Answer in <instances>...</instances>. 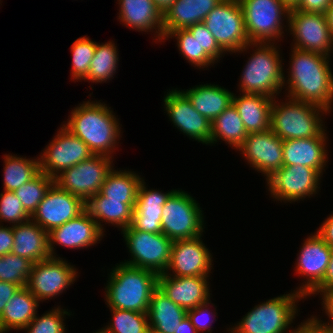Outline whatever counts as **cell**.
<instances>
[{
	"mask_svg": "<svg viewBox=\"0 0 333 333\" xmlns=\"http://www.w3.org/2000/svg\"><path fill=\"white\" fill-rule=\"evenodd\" d=\"M3 188L5 191H15L24 183L29 182L40 172L39 157L29 159L16 155H4Z\"/></svg>",
	"mask_w": 333,
	"mask_h": 333,
	"instance_id": "cell-35",
	"label": "cell"
},
{
	"mask_svg": "<svg viewBox=\"0 0 333 333\" xmlns=\"http://www.w3.org/2000/svg\"><path fill=\"white\" fill-rule=\"evenodd\" d=\"M147 315L150 327L163 333H174L187 316V310L175 304L157 288L151 296Z\"/></svg>",
	"mask_w": 333,
	"mask_h": 333,
	"instance_id": "cell-32",
	"label": "cell"
},
{
	"mask_svg": "<svg viewBox=\"0 0 333 333\" xmlns=\"http://www.w3.org/2000/svg\"><path fill=\"white\" fill-rule=\"evenodd\" d=\"M111 323L99 329L101 333H146L149 322L147 313L109 308Z\"/></svg>",
	"mask_w": 333,
	"mask_h": 333,
	"instance_id": "cell-38",
	"label": "cell"
},
{
	"mask_svg": "<svg viewBox=\"0 0 333 333\" xmlns=\"http://www.w3.org/2000/svg\"><path fill=\"white\" fill-rule=\"evenodd\" d=\"M113 158L92 155L89 159L63 170L54 178V183L86 202L98 192L108 173L113 169Z\"/></svg>",
	"mask_w": 333,
	"mask_h": 333,
	"instance_id": "cell-11",
	"label": "cell"
},
{
	"mask_svg": "<svg viewBox=\"0 0 333 333\" xmlns=\"http://www.w3.org/2000/svg\"><path fill=\"white\" fill-rule=\"evenodd\" d=\"M247 135L248 133L237 109L231 104L211 122L210 145L223 140L237 150L245 141Z\"/></svg>",
	"mask_w": 333,
	"mask_h": 333,
	"instance_id": "cell-34",
	"label": "cell"
},
{
	"mask_svg": "<svg viewBox=\"0 0 333 333\" xmlns=\"http://www.w3.org/2000/svg\"><path fill=\"white\" fill-rule=\"evenodd\" d=\"M164 108L179 131L202 144L210 145L211 122L195 110L188 97L180 90L172 89L163 99Z\"/></svg>",
	"mask_w": 333,
	"mask_h": 333,
	"instance_id": "cell-17",
	"label": "cell"
},
{
	"mask_svg": "<svg viewBox=\"0 0 333 333\" xmlns=\"http://www.w3.org/2000/svg\"><path fill=\"white\" fill-rule=\"evenodd\" d=\"M250 43H276L284 34L289 10L281 0H239ZM284 18V19H283Z\"/></svg>",
	"mask_w": 333,
	"mask_h": 333,
	"instance_id": "cell-7",
	"label": "cell"
},
{
	"mask_svg": "<svg viewBox=\"0 0 333 333\" xmlns=\"http://www.w3.org/2000/svg\"><path fill=\"white\" fill-rule=\"evenodd\" d=\"M181 91L191 101L195 110L210 122L232 104L234 94L217 84H201Z\"/></svg>",
	"mask_w": 333,
	"mask_h": 333,
	"instance_id": "cell-31",
	"label": "cell"
},
{
	"mask_svg": "<svg viewBox=\"0 0 333 333\" xmlns=\"http://www.w3.org/2000/svg\"><path fill=\"white\" fill-rule=\"evenodd\" d=\"M287 23L288 31L293 34L294 44L291 47L331 56L333 37L325 14L291 8Z\"/></svg>",
	"mask_w": 333,
	"mask_h": 333,
	"instance_id": "cell-12",
	"label": "cell"
},
{
	"mask_svg": "<svg viewBox=\"0 0 333 333\" xmlns=\"http://www.w3.org/2000/svg\"><path fill=\"white\" fill-rule=\"evenodd\" d=\"M177 39V47L180 54L194 67L207 68L208 66L214 65L216 62L202 49L198 43L197 38L187 29H177L169 32L163 39L168 40L169 38Z\"/></svg>",
	"mask_w": 333,
	"mask_h": 333,
	"instance_id": "cell-37",
	"label": "cell"
},
{
	"mask_svg": "<svg viewBox=\"0 0 333 333\" xmlns=\"http://www.w3.org/2000/svg\"><path fill=\"white\" fill-rule=\"evenodd\" d=\"M175 190L156 191L147 188L144 178L139 186L135 201L131 227L138 231L162 233V210L169 196Z\"/></svg>",
	"mask_w": 333,
	"mask_h": 333,
	"instance_id": "cell-24",
	"label": "cell"
},
{
	"mask_svg": "<svg viewBox=\"0 0 333 333\" xmlns=\"http://www.w3.org/2000/svg\"><path fill=\"white\" fill-rule=\"evenodd\" d=\"M20 289L19 285L0 281V317L10 298Z\"/></svg>",
	"mask_w": 333,
	"mask_h": 333,
	"instance_id": "cell-50",
	"label": "cell"
},
{
	"mask_svg": "<svg viewBox=\"0 0 333 333\" xmlns=\"http://www.w3.org/2000/svg\"><path fill=\"white\" fill-rule=\"evenodd\" d=\"M322 175L303 165L283 166L266 179L268 191L277 201L298 202L318 194Z\"/></svg>",
	"mask_w": 333,
	"mask_h": 333,
	"instance_id": "cell-13",
	"label": "cell"
},
{
	"mask_svg": "<svg viewBox=\"0 0 333 333\" xmlns=\"http://www.w3.org/2000/svg\"><path fill=\"white\" fill-rule=\"evenodd\" d=\"M295 333H333V329L324 325L317 316H311L308 320H303L295 327Z\"/></svg>",
	"mask_w": 333,
	"mask_h": 333,
	"instance_id": "cell-46",
	"label": "cell"
},
{
	"mask_svg": "<svg viewBox=\"0 0 333 333\" xmlns=\"http://www.w3.org/2000/svg\"><path fill=\"white\" fill-rule=\"evenodd\" d=\"M103 236L104 232L96 221L84 210L76 218L48 232L50 255L58 256L54 249L55 243L70 249H83L94 246L102 240Z\"/></svg>",
	"mask_w": 333,
	"mask_h": 333,
	"instance_id": "cell-21",
	"label": "cell"
},
{
	"mask_svg": "<svg viewBox=\"0 0 333 333\" xmlns=\"http://www.w3.org/2000/svg\"><path fill=\"white\" fill-rule=\"evenodd\" d=\"M13 248L12 253L27 258L33 264L49 257L48 232L32 219L12 226Z\"/></svg>",
	"mask_w": 333,
	"mask_h": 333,
	"instance_id": "cell-26",
	"label": "cell"
},
{
	"mask_svg": "<svg viewBox=\"0 0 333 333\" xmlns=\"http://www.w3.org/2000/svg\"><path fill=\"white\" fill-rule=\"evenodd\" d=\"M203 23L225 53L236 54L250 43L239 0H223L206 16Z\"/></svg>",
	"mask_w": 333,
	"mask_h": 333,
	"instance_id": "cell-10",
	"label": "cell"
},
{
	"mask_svg": "<svg viewBox=\"0 0 333 333\" xmlns=\"http://www.w3.org/2000/svg\"><path fill=\"white\" fill-rule=\"evenodd\" d=\"M146 333H163V332H160V331L154 329L153 327L149 326Z\"/></svg>",
	"mask_w": 333,
	"mask_h": 333,
	"instance_id": "cell-57",
	"label": "cell"
},
{
	"mask_svg": "<svg viewBox=\"0 0 333 333\" xmlns=\"http://www.w3.org/2000/svg\"><path fill=\"white\" fill-rule=\"evenodd\" d=\"M202 211L188 192L175 189L163 206L162 233L172 241L203 235L206 223Z\"/></svg>",
	"mask_w": 333,
	"mask_h": 333,
	"instance_id": "cell-8",
	"label": "cell"
},
{
	"mask_svg": "<svg viewBox=\"0 0 333 333\" xmlns=\"http://www.w3.org/2000/svg\"><path fill=\"white\" fill-rule=\"evenodd\" d=\"M39 157L40 172L55 178L63 170L94 155L88 146L63 126Z\"/></svg>",
	"mask_w": 333,
	"mask_h": 333,
	"instance_id": "cell-15",
	"label": "cell"
},
{
	"mask_svg": "<svg viewBox=\"0 0 333 333\" xmlns=\"http://www.w3.org/2000/svg\"><path fill=\"white\" fill-rule=\"evenodd\" d=\"M325 16L327 19V24L329 26V29L331 30L332 37H333V2L331 3L328 10L325 12Z\"/></svg>",
	"mask_w": 333,
	"mask_h": 333,
	"instance_id": "cell-55",
	"label": "cell"
},
{
	"mask_svg": "<svg viewBox=\"0 0 333 333\" xmlns=\"http://www.w3.org/2000/svg\"><path fill=\"white\" fill-rule=\"evenodd\" d=\"M298 253L295 271L306 278L296 291L305 299L323 281L330 261L332 248L317 232L308 236Z\"/></svg>",
	"mask_w": 333,
	"mask_h": 333,
	"instance_id": "cell-19",
	"label": "cell"
},
{
	"mask_svg": "<svg viewBox=\"0 0 333 333\" xmlns=\"http://www.w3.org/2000/svg\"><path fill=\"white\" fill-rule=\"evenodd\" d=\"M65 315L70 316V312L61 309L60 306L46 311L41 317L38 315L24 328L26 333H66Z\"/></svg>",
	"mask_w": 333,
	"mask_h": 333,
	"instance_id": "cell-42",
	"label": "cell"
},
{
	"mask_svg": "<svg viewBox=\"0 0 333 333\" xmlns=\"http://www.w3.org/2000/svg\"><path fill=\"white\" fill-rule=\"evenodd\" d=\"M62 124L72 135L80 138L94 155L113 158L121 136L119 119L112 109L100 101H83Z\"/></svg>",
	"mask_w": 333,
	"mask_h": 333,
	"instance_id": "cell-2",
	"label": "cell"
},
{
	"mask_svg": "<svg viewBox=\"0 0 333 333\" xmlns=\"http://www.w3.org/2000/svg\"><path fill=\"white\" fill-rule=\"evenodd\" d=\"M249 43L238 52L254 48L245 64L239 82V91L244 94H260L277 98L284 87V68L277 43ZM254 45V46H253Z\"/></svg>",
	"mask_w": 333,
	"mask_h": 333,
	"instance_id": "cell-4",
	"label": "cell"
},
{
	"mask_svg": "<svg viewBox=\"0 0 333 333\" xmlns=\"http://www.w3.org/2000/svg\"><path fill=\"white\" fill-rule=\"evenodd\" d=\"M85 210V202L53 183L38 204L31 219L46 232L76 218Z\"/></svg>",
	"mask_w": 333,
	"mask_h": 333,
	"instance_id": "cell-18",
	"label": "cell"
},
{
	"mask_svg": "<svg viewBox=\"0 0 333 333\" xmlns=\"http://www.w3.org/2000/svg\"><path fill=\"white\" fill-rule=\"evenodd\" d=\"M323 300L322 303V310H325V314L328 316L327 318H329L327 322L322 321L321 319H319L324 325H326L329 328L333 329V290L332 291H328L325 292L323 294H320Z\"/></svg>",
	"mask_w": 333,
	"mask_h": 333,
	"instance_id": "cell-52",
	"label": "cell"
},
{
	"mask_svg": "<svg viewBox=\"0 0 333 333\" xmlns=\"http://www.w3.org/2000/svg\"><path fill=\"white\" fill-rule=\"evenodd\" d=\"M106 176L100 193L108 200L121 201V203L135 204L139 186L143 180L134 171L114 170Z\"/></svg>",
	"mask_w": 333,
	"mask_h": 333,
	"instance_id": "cell-33",
	"label": "cell"
},
{
	"mask_svg": "<svg viewBox=\"0 0 333 333\" xmlns=\"http://www.w3.org/2000/svg\"><path fill=\"white\" fill-rule=\"evenodd\" d=\"M53 183L54 178L39 172L29 182L16 189L14 193L21 201L26 212L32 216Z\"/></svg>",
	"mask_w": 333,
	"mask_h": 333,
	"instance_id": "cell-39",
	"label": "cell"
},
{
	"mask_svg": "<svg viewBox=\"0 0 333 333\" xmlns=\"http://www.w3.org/2000/svg\"><path fill=\"white\" fill-rule=\"evenodd\" d=\"M96 43L97 42L92 41L89 37L83 36L77 38L71 45L72 68L70 75L73 81L76 79V81L84 80L87 77Z\"/></svg>",
	"mask_w": 333,
	"mask_h": 333,
	"instance_id": "cell-41",
	"label": "cell"
},
{
	"mask_svg": "<svg viewBox=\"0 0 333 333\" xmlns=\"http://www.w3.org/2000/svg\"><path fill=\"white\" fill-rule=\"evenodd\" d=\"M210 304L212 305L213 303L206 302L204 304L198 305L195 308L187 310V317L189 318L190 322L192 325L195 327V329L198 331V333H211L212 332V326L211 322L209 321L208 317H217V313L215 314L213 312H209V306ZM211 315V316H209ZM209 321V322H208Z\"/></svg>",
	"mask_w": 333,
	"mask_h": 333,
	"instance_id": "cell-45",
	"label": "cell"
},
{
	"mask_svg": "<svg viewBox=\"0 0 333 333\" xmlns=\"http://www.w3.org/2000/svg\"><path fill=\"white\" fill-rule=\"evenodd\" d=\"M201 237L174 240L170 263L164 274L177 277L210 276L212 254Z\"/></svg>",
	"mask_w": 333,
	"mask_h": 333,
	"instance_id": "cell-16",
	"label": "cell"
},
{
	"mask_svg": "<svg viewBox=\"0 0 333 333\" xmlns=\"http://www.w3.org/2000/svg\"><path fill=\"white\" fill-rule=\"evenodd\" d=\"M115 266L105 287V303L109 308L147 313L151 296L158 288L159 275L122 262Z\"/></svg>",
	"mask_w": 333,
	"mask_h": 333,
	"instance_id": "cell-3",
	"label": "cell"
},
{
	"mask_svg": "<svg viewBox=\"0 0 333 333\" xmlns=\"http://www.w3.org/2000/svg\"><path fill=\"white\" fill-rule=\"evenodd\" d=\"M241 94L239 96L233 94L232 104L237 109L247 133L270 129L274 98L260 94Z\"/></svg>",
	"mask_w": 333,
	"mask_h": 333,
	"instance_id": "cell-28",
	"label": "cell"
},
{
	"mask_svg": "<svg viewBox=\"0 0 333 333\" xmlns=\"http://www.w3.org/2000/svg\"><path fill=\"white\" fill-rule=\"evenodd\" d=\"M316 232L333 249V214L325 219Z\"/></svg>",
	"mask_w": 333,
	"mask_h": 333,
	"instance_id": "cell-51",
	"label": "cell"
},
{
	"mask_svg": "<svg viewBox=\"0 0 333 333\" xmlns=\"http://www.w3.org/2000/svg\"><path fill=\"white\" fill-rule=\"evenodd\" d=\"M114 41L106 43H96L93 59L91 60L89 73L84 81H91L93 83H104L107 80L113 79L114 74L117 73L118 67V50Z\"/></svg>",
	"mask_w": 333,
	"mask_h": 333,
	"instance_id": "cell-36",
	"label": "cell"
},
{
	"mask_svg": "<svg viewBox=\"0 0 333 333\" xmlns=\"http://www.w3.org/2000/svg\"><path fill=\"white\" fill-rule=\"evenodd\" d=\"M13 230L12 226H3L0 224V257L9 254L13 248Z\"/></svg>",
	"mask_w": 333,
	"mask_h": 333,
	"instance_id": "cell-49",
	"label": "cell"
},
{
	"mask_svg": "<svg viewBox=\"0 0 333 333\" xmlns=\"http://www.w3.org/2000/svg\"><path fill=\"white\" fill-rule=\"evenodd\" d=\"M208 277H177L159 274L158 288L175 304L189 310L210 301Z\"/></svg>",
	"mask_w": 333,
	"mask_h": 333,
	"instance_id": "cell-22",
	"label": "cell"
},
{
	"mask_svg": "<svg viewBox=\"0 0 333 333\" xmlns=\"http://www.w3.org/2000/svg\"><path fill=\"white\" fill-rule=\"evenodd\" d=\"M194 38H197L200 48H202L216 63L225 52L219 47L214 36L207 29L203 22L196 23L187 29Z\"/></svg>",
	"mask_w": 333,
	"mask_h": 333,
	"instance_id": "cell-44",
	"label": "cell"
},
{
	"mask_svg": "<svg viewBox=\"0 0 333 333\" xmlns=\"http://www.w3.org/2000/svg\"><path fill=\"white\" fill-rule=\"evenodd\" d=\"M327 139L312 137L283 140V166L303 165L323 175L328 163Z\"/></svg>",
	"mask_w": 333,
	"mask_h": 333,
	"instance_id": "cell-25",
	"label": "cell"
},
{
	"mask_svg": "<svg viewBox=\"0 0 333 333\" xmlns=\"http://www.w3.org/2000/svg\"><path fill=\"white\" fill-rule=\"evenodd\" d=\"M292 53L288 80L284 73L286 97L294 100L316 104L324 109L333 108V74L330 68V57L311 51L291 47ZM287 83V84H286ZM288 85V86H287Z\"/></svg>",
	"mask_w": 333,
	"mask_h": 333,
	"instance_id": "cell-1",
	"label": "cell"
},
{
	"mask_svg": "<svg viewBox=\"0 0 333 333\" xmlns=\"http://www.w3.org/2000/svg\"><path fill=\"white\" fill-rule=\"evenodd\" d=\"M119 21L129 29L154 32L155 42H164L163 13L153 0H117ZM153 29V30H152ZM155 29V31H154Z\"/></svg>",
	"mask_w": 333,
	"mask_h": 333,
	"instance_id": "cell-23",
	"label": "cell"
},
{
	"mask_svg": "<svg viewBox=\"0 0 333 333\" xmlns=\"http://www.w3.org/2000/svg\"><path fill=\"white\" fill-rule=\"evenodd\" d=\"M223 0H174L163 14L164 37L177 29H188L203 22L206 16Z\"/></svg>",
	"mask_w": 333,
	"mask_h": 333,
	"instance_id": "cell-27",
	"label": "cell"
},
{
	"mask_svg": "<svg viewBox=\"0 0 333 333\" xmlns=\"http://www.w3.org/2000/svg\"><path fill=\"white\" fill-rule=\"evenodd\" d=\"M332 2L333 0H300L293 9L325 14Z\"/></svg>",
	"mask_w": 333,
	"mask_h": 333,
	"instance_id": "cell-47",
	"label": "cell"
},
{
	"mask_svg": "<svg viewBox=\"0 0 333 333\" xmlns=\"http://www.w3.org/2000/svg\"><path fill=\"white\" fill-rule=\"evenodd\" d=\"M131 257L124 264L164 274L170 263L172 240L163 233L138 231L131 226L121 231Z\"/></svg>",
	"mask_w": 333,
	"mask_h": 333,
	"instance_id": "cell-9",
	"label": "cell"
},
{
	"mask_svg": "<svg viewBox=\"0 0 333 333\" xmlns=\"http://www.w3.org/2000/svg\"><path fill=\"white\" fill-rule=\"evenodd\" d=\"M333 290V249L330 256V261L327 267V271L325 273V276L323 278V281L308 295L311 296L312 294L318 295L323 294L328 291Z\"/></svg>",
	"mask_w": 333,
	"mask_h": 333,
	"instance_id": "cell-48",
	"label": "cell"
},
{
	"mask_svg": "<svg viewBox=\"0 0 333 333\" xmlns=\"http://www.w3.org/2000/svg\"><path fill=\"white\" fill-rule=\"evenodd\" d=\"M156 6L160 9V11L164 14L167 9L171 6L174 0H153Z\"/></svg>",
	"mask_w": 333,
	"mask_h": 333,
	"instance_id": "cell-54",
	"label": "cell"
},
{
	"mask_svg": "<svg viewBox=\"0 0 333 333\" xmlns=\"http://www.w3.org/2000/svg\"><path fill=\"white\" fill-rule=\"evenodd\" d=\"M237 150L250 167L266 176L265 179L283 167V140L271 129L249 133Z\"/></svg>",
	"mask_w": 333,
	"mask_h": 333,
	"instance_id": "cell-20",
	"label": "cell"
},
{
	"mask_svg": "<svg viewBox=\"0 0 333 333\" xmlns=\"http://www.w3.org/2000/svg\"><path fill=\"white\" fill-rule=\"evenodd\" d=\"M286 99L278 102L274 98L272 104L270 129L276 136L282 140L327 137L321 116L330 113L328 110L313 103Z\"/></svg>",
	"mask_w": 333,
	"mask_h": 333,
	"instance_id": "cell-5",
	"label": "cell"
},
{
	"mask_svg": "<svg viewBox=\"0 0 333 333\" xmlns=\"http://www.w3.org/2000/svg\"><path fill=\"white\" fill-rule=\"evenodd\" d=\"M39 300L27 289H20L10 298L0 317V333L10 330H24L35 318Z\"/></svg>",
	"mask_w": 333,
	"mask_h": 333,
	"instance_id": "cell-29",
	"label": "cell"
},
{
	"mask_svg": "<svg viewBox=\"0 0 333 333\" xmlns=\"http://www.w3.org/2000/svg\"><path fill=\"white\" fill-rule=\"evenodd\" d=\"M293 291L254 306L240 322L229 328V333H295V328H288L298 314V302L304 297Z\"/></svg>",
	"mask_w": 333,
	"mask_h": 333,
	"instance_id": "cell-6",
	"label": "cell"
},
{
	"mask_svg": "<svg viewBox=\"0 0 333 333\" xmlns=\"http://www.w3.org/2000/svg\"><path fill=\"white\" fill-rule=\"evenodd\" d=\"M31 219V216L22 206L21 201L13 191H5L0 194V222H10L17 225Z\"/></svg>",
	"mask_w": 333,
	"mask_h": 333,
	"instance_id": "cell-43",
	"label": "cell"
},
{
	"mask_svg": "<svg viewBox=\"0 0 333 333\" xmlns=\"http://www.w3.org/2000/svg\"><path fill=\"white\" fill-rule=\"evenodd\" d=\"M288 8H294L300 0H281Z\"/></svg>",
	"mask_w": 333,
	"mask_h": 333,
	"instance_id": "cell-56",
	"label": "cell"
},
{
	"mask_svg": "<svg viewBox=\"0 0 333 333\" xmlns=\"http://www.w3.org/2000/svg\"><path fill=\"white\" fill-rule=\"evenodd\" d=\"M174 333H198V331L195 329L189 318L186 316L185 318H183L179 327L177 328V331H174Z\"/></svg>",
	"mask_w": 333,
	"mask_h": 333,
	"instance_id": "cell-53",
	"label": "cell"
},
{
	"mask_svg": "<svg viewBox=\"0 0 333 333\" xmlns=\"http://www.w3.org/2000/svg\"><path fill=\"white\" fill-rule=\"evenodd\" d=\"M135 204L121 203V201L108 200L100 192L90 197L85 202V210L91 218L96 221L99 228L104 232L103 227L109 223L123 230L132 223V216ZM102 221V222H101Z\"/></svg>",
	"mask_w": 333,
	"mask_h": 333,
	"instance_id": "cell-30",
	"label": "cell"
},
{
	"mask_svg": "<svg viewBox=\"0 0 333 333\" xmlns=\"http://www.w3.org/2000/svg\"><path fill=\"white\" fill-rule=\"evenodd\" d=\"M77 269L60 257H49L32 265L27 289L39 300H49L74 283Z\"/></svg>",
	"mask_w": 333,
	"mask_h": 333,
	"instance_id": "cell-14",
	"label": "cell"
},
{
	"mask_svg": "<svg viewBox=\"0 0 333 333\" xmlns=\"http://www.w3.org/2000/svg\"><path fill=\"white\" fill-rule=\"evenodd\" d=\"M33 263L27 258L12 252L0 257V281L10 282L25 287Z\"/></svg>",
	"mask_w": 333,
	"mask_h": 333,
	"instance_id": "cell-40",
	"label": "cell"
}]
</instances>
